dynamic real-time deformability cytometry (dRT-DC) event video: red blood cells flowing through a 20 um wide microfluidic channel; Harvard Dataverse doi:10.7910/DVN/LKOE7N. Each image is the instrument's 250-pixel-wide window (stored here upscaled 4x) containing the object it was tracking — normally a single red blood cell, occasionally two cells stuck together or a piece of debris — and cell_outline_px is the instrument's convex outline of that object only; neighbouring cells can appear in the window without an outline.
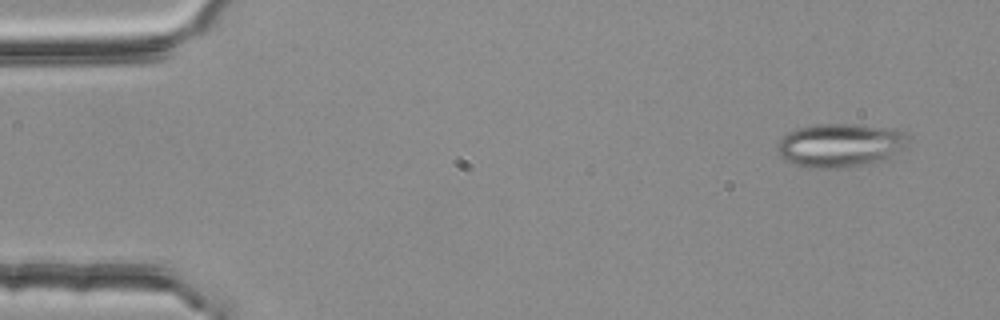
{"species": "common noctule bat (a hibernating species)", "species_latin": "Nyctalus noctula", "temperature_condition": "room temperature", "stored_images_in_passage": 3, "camera_frame_rate_fps": 3000, "um_per_image_px": 0.085, "animal": {"sex": "female", "body_mass_g": 25.1}, "frame": {"image": 1, "passage_image": 1, "time_ms": 0.0, "image_size_px": [1000, 320], "cell_outline_px": [[908, 136], [904, 148], [888, 160], [872, 164], [836, 168], [808, 168], [784, 160], [776, 152], [776, 144], [788, 132], [796, 128], [816, 124], [856, 124], [896, 128], [908, 132]], "centroid_in_image_um": [71.45, 12.34], "position_along_channel_um": 13.6, "area_um2": 34.04}}